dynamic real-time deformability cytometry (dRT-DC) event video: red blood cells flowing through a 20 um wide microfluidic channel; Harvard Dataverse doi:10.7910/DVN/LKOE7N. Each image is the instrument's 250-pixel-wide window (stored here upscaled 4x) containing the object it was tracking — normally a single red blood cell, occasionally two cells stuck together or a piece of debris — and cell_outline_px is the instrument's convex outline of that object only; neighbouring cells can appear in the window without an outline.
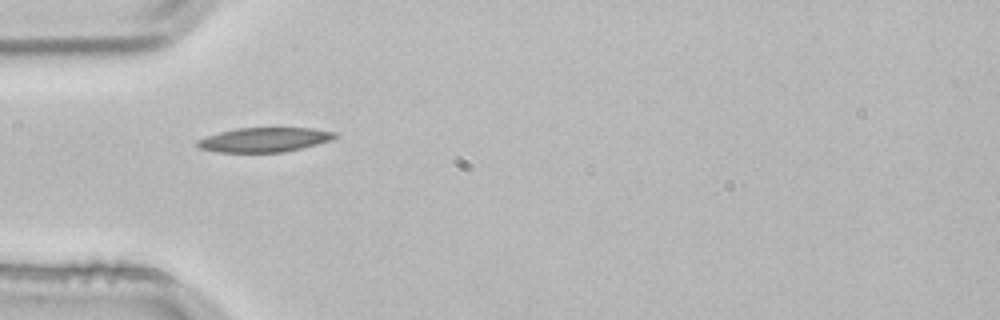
{"species": "common noctule bat (a hibernating species)", "species_latin": "Nyctalus noctula", "temperature_condition": "room temperature", "stored_images_in_passage": 1, "camera_frame_rate_fps": 3000, "um_per_image_px": 0.085, "animal": {"sex": "male", "body_mass_g": 21.5, "forearm_length_mm": 52.0}, "frame": {"image": 1, "passage_image": 1, "time_ms": 0.0, "image_size_px": [1000, 320], "cell_outline_px": [[340, 136], [332, 140], [284, 152], [216, 152], [200, 148], [196, 144], [196, 140], [220, 132], [236, 128], [312, 128], [336, 132]], "centroid_in_image_um": [22.49, 11.87], "position_along_channel_um": 62.5, "area_um2": 19.54}}